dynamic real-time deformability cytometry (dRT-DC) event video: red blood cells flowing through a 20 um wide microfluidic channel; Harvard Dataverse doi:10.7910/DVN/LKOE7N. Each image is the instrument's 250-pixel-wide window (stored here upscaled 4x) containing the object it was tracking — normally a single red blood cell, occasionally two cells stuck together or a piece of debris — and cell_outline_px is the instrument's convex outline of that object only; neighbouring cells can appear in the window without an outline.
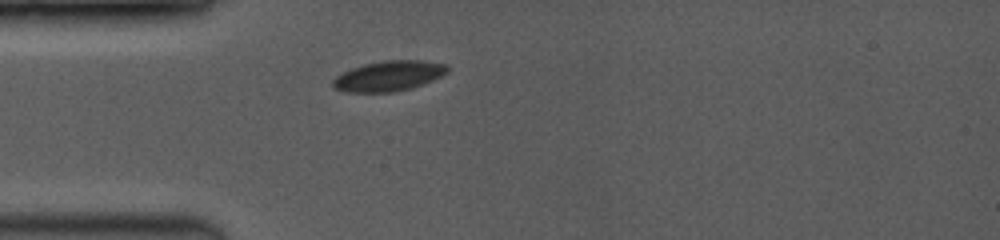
{"species": "common noctule bat (a hibernating species)", "species_latin": "Nyctalus noctula", "temperature_condition": "room temperature", "stored_images_in_passage": 35, "camera_frame_rate_fps": 3500, "um_per_image_px": 0.085, "animal": {"sex": "female", "body_mass_g": 19.0, "forearm_length_mm": 53.3}, "frame": {"image": 1, "passage_image": 1, "time_ms": 0.0, "image_size_px": [1000, 240], "cell_outline_px": [[448, 72], [432, 80], [412, 88], [396, 92], [344, 92], [332, 88], [332, 80], [336, 76], [352, 68], [364, 64], [388, 60], [420, 60], [444, 64], [448, 68]], "centroid_in_image_um": [33.0, 6.47], "position_along_channel_um": 52.0, "area_um2": 20.11}}
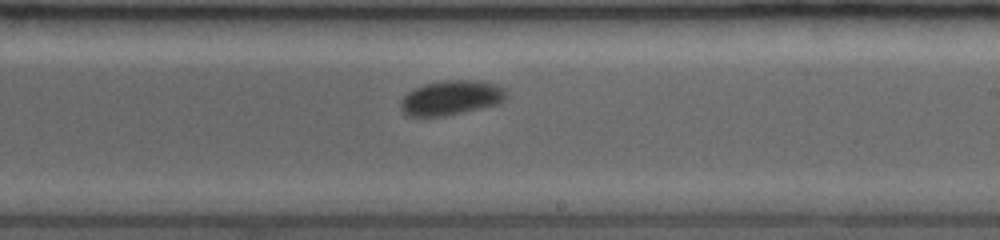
{"frame": {"image": 2, "passage_image": 16, "time_ms": 5.143, "image_size_px": [1000, 240], "cell_outline_px": [[508, 96], [500, 104], [444, 116], [404, 116], [400, 108], [400, 100], [408, 92], [424, 84], [440, 80], [476, 80], [496, 84], [504, 88], [508, 92]], "centroid_in_image_um": [38.36, 8.31], "position_along_channel_um": 250.6, "area_um2": 21.62}}
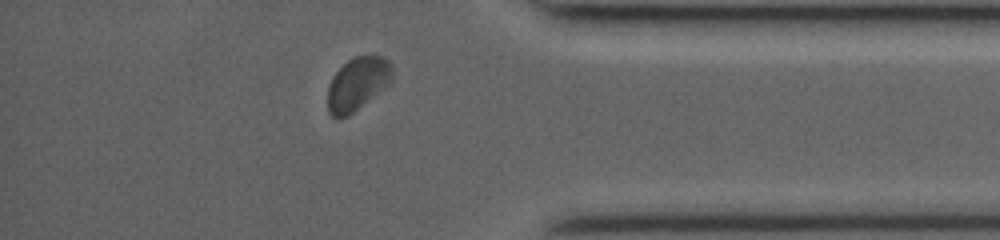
{"frame": {"image": 3, "passage_image": 30, "time_ms": 9.143, "image_size_px": [1000, 240], "cell_outline_px": [[392, 84], [348, 116], [340, 120], [332, 116], [328, 112], [328, 88], [332, 76], [352, 56], [380, 56], [388, 60], [392, 64]], "centroid_in_image_um": [30.41, 7.15], "position_along_channel_um": 404.8, "area_um2": 20.35}, "authors_computed_cell_mechanics": {"area_um2": 20.6346, "velocity_mm_per_s": 4.0241, "shape_relaxation_time_tau1_ms": 1.7014, "shape_relaxation_time_tau2_ms": null, "deformation_change_tau1": 0.0488, "deformation_change_tau2": null}}